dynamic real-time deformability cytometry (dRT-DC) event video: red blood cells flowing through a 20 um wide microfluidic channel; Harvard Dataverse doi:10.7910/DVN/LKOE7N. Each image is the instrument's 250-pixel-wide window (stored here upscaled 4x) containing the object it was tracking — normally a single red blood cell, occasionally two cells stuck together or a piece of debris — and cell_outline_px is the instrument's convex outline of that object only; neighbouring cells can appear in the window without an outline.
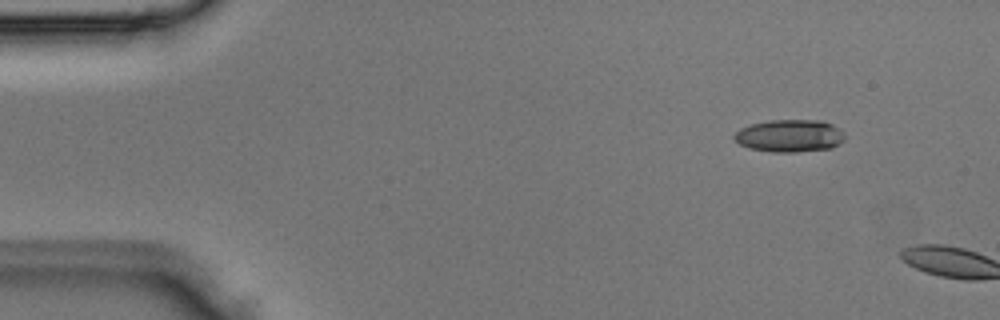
{"species": "Egyptian fruit bat (a non-hibernating species)", "species_latin": "Rousettus aegyptiacus", "temperature_condition": "room temperature", "stored_images_in_passage": 3, "segment_of_instrument_passage": [2, 2], "camera_frame_rate_fps": 3000, "um_per_image_px": 0.085, "animal": {"sex": "male"}, "frame": {"image": 1, "passage_image": 3, "time_ms": 0.667, "image_size_px": [1000, 320], "cell_outline_px": [[844, 140], [832, 148], [796, 152], [768, 152], [748, 148], [740, 144], [732, 136], [740, 128], [752, 124], [768, 120], [820, 120], [832, 124], [840, 128], [844, 132]], "centroid_in_image_um": [67.12, 11.54], "position_along_channel_um": 17.9, "area_um2": 21.1}}